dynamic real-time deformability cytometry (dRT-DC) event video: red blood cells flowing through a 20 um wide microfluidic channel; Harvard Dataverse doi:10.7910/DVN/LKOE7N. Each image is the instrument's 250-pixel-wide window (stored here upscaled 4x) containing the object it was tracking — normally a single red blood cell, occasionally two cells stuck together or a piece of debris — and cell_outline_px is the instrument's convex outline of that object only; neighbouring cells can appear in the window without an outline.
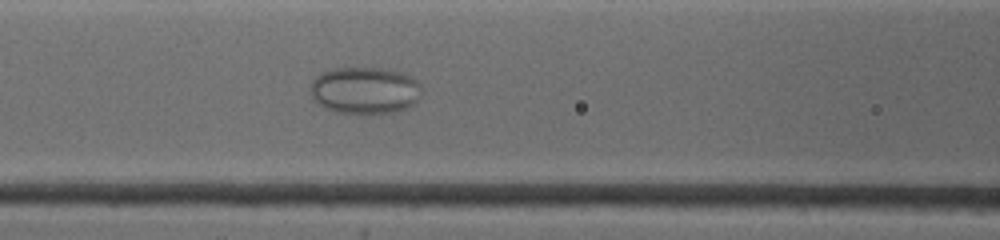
{"species": "common noctule bat (a hibernating species)", "species_latin": "Nyctalus noctula", "temperature_condition": "warm", "stored_images_in_passage": 3, "camera_frame_rate_fps": 4500, "um_per_image_px": 0.085, "animal": {"sex": "female", "body_mass_g": 19.0, "forearm_length_mm": 53.3}, "frame": {"image": 1, "passage_image": 3, "time_ms": 1.778, "image_size_px": [1000, 240], "cell_outline_px": [[420, 88], [416, 104], [408, 108], [396, 112], [336, 112], [324, 108], [312, 100], [308, 92], [312, 80], [324, 72], [336, 68], [372, 68], [400, 72], [408, 76], [420, 84]], "centroid_in_image_um": [30.95, 7.69], "position_along_channel_um": 135.6, "area_um2": 30.11}}